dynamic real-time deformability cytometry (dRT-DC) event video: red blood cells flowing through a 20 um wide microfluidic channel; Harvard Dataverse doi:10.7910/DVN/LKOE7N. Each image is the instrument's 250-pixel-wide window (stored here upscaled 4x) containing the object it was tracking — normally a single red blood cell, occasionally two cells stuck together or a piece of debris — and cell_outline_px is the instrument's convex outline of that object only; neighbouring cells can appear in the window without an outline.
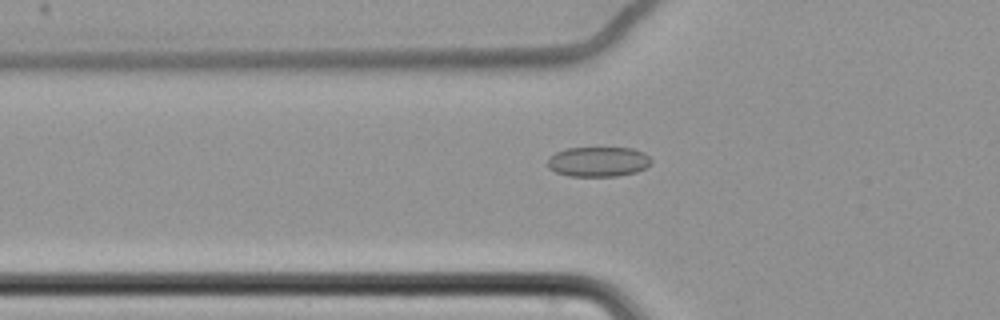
{"species": "common noctule bat (a hibernating species)", "species_latin": "Nyctalus noctula", "temperature_condition": "cold", "stored_images_in_passage": 38, "camera_frame_rate_fps": 3000, "um_per_image_px": 0.085, "animal": {"sex": "female", "body_mass_g": 22.7, "forearm_length_mm": 54.2}, "frame": {"image": 1, "passage_image": 24, "time_ms": 7.667, "image_size_px": [1000, 320], "cell_outline_px": [[652, 160], [644, 168], [636, 172], [616, 176], [568, 176], [556, 172], [548, 168], [548, 160], [556, 152], [564, 148], [632, 148], [644, 152]], "centroid_in_image_um": [50.84, 13.74], "position_along_channel_um": 75.0, "area_um2": 17.98}}
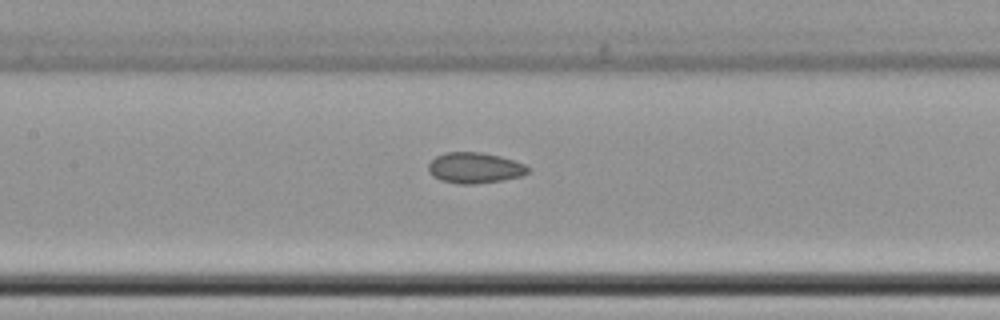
{"frame": {"image": 2, "passage_image": 32, "time_ms": 10.333, "image_size_px": [1000, 320], "cell_outline_px": [[532, 168], [524, 176], [476, 184], [456, 184], [440, 180], [432, 176], [428, 172], [428, 164], [436, 156], [448, 152], [480, 152], [500, 156], [524, 164]], "centroid_in_image_um": [40.35, 14.28], "position_along_channel_um": 167.0, "area_um2": 17.98}}
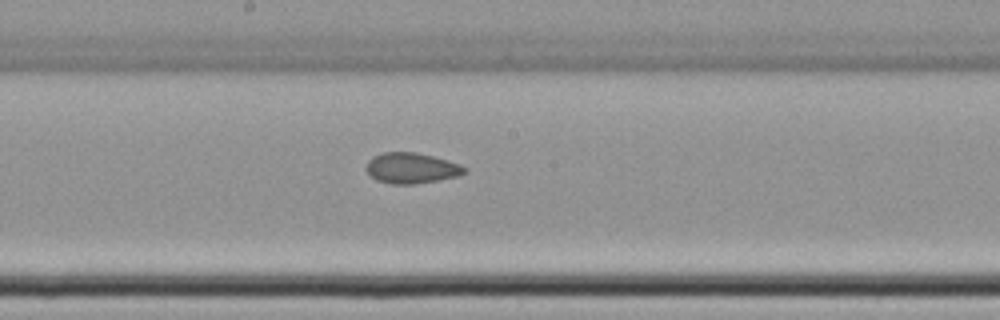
{"frame": {"image": 3, "passage_image": 36, "time_ms": 11.667, "image_size_px": [1000, 320], "cell_outline_px": [[468, 168], [464, 172], [456, 176], [416, 184], [392, 184], [376, 180], [364, 168], [368, 160], [372, 156], [380, 152], [416, 152], [448, 160], [460, 164]], "centroid_in_image_um": [34.93, 14.27], "position_along_channel_um": 213.3, "area_um2": 17.57}}